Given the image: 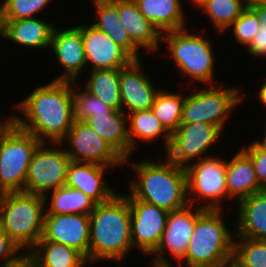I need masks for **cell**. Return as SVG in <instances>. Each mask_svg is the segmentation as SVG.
<instances>
[{
	"instance_id": "1",
	"label": "cell",
	"mask_w": 266,
	"mask_h": 267,
	"mask_svg": "<svg viewBox=\"0 0 266 267\" xmlns=\"http://www.w3.org/2000/svg\"><path fill=\"white\" fill-rule=\"evenodd\" d=\"M47 83L38 85L21 102L14 104V110L17 108L20 115L8 117L39 141L60 143L74 122L72 81Z\"/></svg>"
},
{
	"instance_id": "2",
	"label": "cell",
	"mask_w": 266,
	"mask_h": 267,
	"mask_svg": "<svg viewBox=\"0 0 266 267\" xmlns=\"http://www.w3.org/2000/svg\"><path fill=\"white\" fill-rule=\"evenodd\" d=\"M89 219V266L99 260L120 263L133 249L127 196L116 193L108 201L96 204Z\"/></svg>"
},
{
	"instance_id": "3",
	"label": "cell",
	"mask_w": 266,
	"mask_h": 267,
	"mask_svg": "<svg viewBox=\"0 0 266 267\" xmlns=\"http://www.w3.org/2000/svg\"><path fill=\"white\" fill-rule=\"evenodd\" d=\"M165 158L164 162L149 159L137 163L129 161L135 178L128 182L130 193L125 194L127 198L145 201L168 212L189 204L185 167Z\"/></svg>"
},
{
	"instance_id": "4",
	"label": "cell",
	"mask_w": 266,
	"mask_h": 267,
	"mask_svg": "<svg viewBox=\"0 0 266 267\" xmlns=\"http://www.w3.org/2000/svg\"><path fill=\"white\" fill-rule=\"evenodd\" d=\"M223 211L206 209L196 219L185 258L179 267H217L233 257L235 229H228Z\"/></svg>"
},
{
	"instance_id": "5",
	"label": "cell",
	"mask_w": 266,
	"mask_h": 267,
	"mask_svg": "<svg viewBox=\"0 0 266 267\" xmlns=\"http://www.w3.org/2000/svg\"><path fill=\"white\" fill-rule=\"evenodd\" d=\"M45 199L26 192H6L1 213L0 228L25 255L43 235Z\"/></svg>"
},
{
	"instance_id": "6",
	"label": "cell",
	"mask_w": 266,
	"mask_h": 267,
	"mask_svg": "<svg viewBox=\"0 0 266 267\" xmlns=\"http://www.w3.org/2000/svg\"><path fill=\"white\" fill-rule=\"evenodd\" d=\"M164 41L175 62L176 68L189 78L187 82L214 85L215 53L210 39L191 33L188 28L162 33Z\"/></svg>"
},
{
	"instance_id": "7",
	"label": "cell",
	"mask_w": 266,
	"mask_h": 267,
	"mask_svg": "<svg viewBox=\"0 0 266 267\" xmlns=\"http://www.w3.org/2000/svg\"><path fill=\"white\" fill-rule=\"evenodd\" d=\"M41 143L7 116L0 126V189L24 192L28 166Z\"/></svg>"
},
{
	"instance_id": "8",
	"label": "cell",
	"mask_w": 266,
	"mask_h": 267,
	"mask_svg": "<svg viewBox=\"0 0 266 267\" xmlns=\"http://www.w3.org/2000/svg\"><path fill=\"white\" fill-rule=\"evenodd\" d=\"M205 87L202 90L194 89L188 96L185 95L181 124L206 122L219 126L224 131L230 112L242 103L244 95L240 94V89L236 86Z\"/></svg>"
},
{
	"instance_id": "9",
	"label": "cell",
	"mask_w": 266,
	"mask_h": 267,
	"mask_svg": "<svg viewBox=\"0 0 266 267\" xmlns=\"http://www.w3.org/2000/svg\"><path fill=\"white\" fill-rule=\"evenodd\" d=\"M226 167L227 159L207 154L195 163H189L185 167L188 203L196 205L204 201L206 204L201 205L203 209L224 210L222 202L227 199Z\"/></svg>"
},
{
	"instance_id": "10",
	"label": "cell",
	"mask_w": 266,
	"mask_h": 267,
	"mask_svg": "<svg viewBox=\"0 0 266 267\" xmlns=\"http://www.w3.org/2000/svg\"><path fill=\"white\" fill-rule=\"evenodd\" d=\"M54 144V146L52 145ZM42 142L35 150L28 166L24 192L48 196L51 191L65 186L71 162L62 143Z\"/></svg>"
},
{
	"instance_id": "11",
	"label": "cell",
	"mask_w": 266,
	"mask_h": 267,
	"mask_svg": "<svg viewBox=\"0 0 266 267\" xmlns=\"http://www.w3.org/2000/svg\"><path fill=\"white\" fill-rule=\"evenodd\" d=\"M187 204L185 207L168 213L164 233L157 249L152 253V264L158 266H173L169 261L170 255L180 263L186 255L189 240L196 219L206 210L200 205Z\"/></svg>"
},
{
	"instance_id": "12",
	"label": "cell",
	"mask_w": 266,
	"mask_h": 267,
	"mask_svg": "<svg viewBox=\"0 0 266 267\" xmlns=\"http://www.w3.org/2000/svg\"><path fill=\"white\" fill-rule=\"evenodd\" d=\"M71 161L111 168L124 166L125 159L103 140L85 121L74 119L67 136L60 142Z\"/></svg>"
},
{
	"instance_id": "13",
	"label": "cell",
	"mask_w": 266,
	"mask_h": 267,
	"mask_svg": "<svg viewBox=\"0 0 266 267\" xmlns=\"http://www.w3.org/2000/svg\"><path fill=\"white\" fill-rule=\"evenodd\" d=\"M223 132L219 126L206 122L180 124L171 134L165 155L176 165L186 167L192 160L202 159Z\"/></svg>"
},
{
	"instance_id": "14",
	"label": "cell",
	"mask_w": 266,
	"mask_h": 267,
	"mask_svg": "<svg viewBox=\"0 0 266 267\" xmlns=\"http://www.w3.org/2000/svg\"><path fill=\"white\" fill-rule=\"evenodd\" d=\"M128 200L133 248L151 256L161 241L169 212L136 198Z\"/></svg>"
},
{
	"instance_id": "15",
	"label": "cell",
	"mask_w": 266,
	"mask_h": 267,
	"mask_svg": "<svg viewBox=\"0 0 266 267\" xmlns=\"http://www.w3.org/2000/svg\"><path fill=\"white\" fill-rule=\"evenodd\" d=\"M90 219L84 214H44L39 241H52L79 251L89 265Z\"/></svg>"
},
{
	"instance_id": "16",
	"label": "cell",
	"mask_w": 266,
	"mask_h": 267,
	"mask_svg": "<svg viewBox=\"0 0 266 267\" xmlns=\"http://www.w3.org/2000/svg\"><path fill=\"white\" fill-rule=\"evenodd\" d=\"M81 34L83 48L91 69H122L128 66L134 59L106 33L97 29L94 25L75 26Z\"/></svg>"
},
{
	"instance_id": "17",
	"label": "cell",
	"mask_w": 266,
	"mask_h": 267,
	"mask_svg": "<svg viewBox=\"0 0 266 267\" xmlns=\"http://www.w3.org/2000/svg\"><path fill=\"white\" fill-rule=\"evenodd\" d=\"M140 61L133 60L125 68L119 69L122 111L125 114L151 109L155 96L160 90L156 89Z\"/></svg>"
},
{
	"instance_id": "18",
	"label": "cell",
	"mask_w": 266,
	"mask_h": 267,
	"mask_svg": "<svg viewBox=\"0 0 266 267\" xmlns=\"http://www.w3.org/2000/svg\"><path fill=\"white\" fill-rule=\"evenodd\" d=\"M59 28L53 30L50 49L64 71L54 80L77 82L87 67L81 34L76 27Z\"/></svg>"
},
{
	"instance_id": "19",
	"label": "cell",
	"mask_w": 266,
	"mask_h": 267,
	"mask_svg": "<svg viewBox=\"0 0 266 267\" xmlns=\"http://www.w3.org/2000/svg\"><path fill=\"white\" fill-rule=\"evenodd\" d=\"M109 169L114 168L93 163L71 161L68 165L65 185L80 190L97 204L106 202L117 193L116 190L105 182L104 172Z\"/></svg>"
},
{
	"instance_id": "20",
	"label": "cell",
	"mask_w": 266,
	"mask_h": 267,
	"mask_svg": "<svg viewBox=\"0 0 266 267\" xmlns=\"http://www.w3.org/2000/svg\"><path fill=\"white\" fill-rule=\"evenodd\" d=\"M55 26L38 17L0 21V37L26 48L49 49Z\"/></svg>"
},
{
	"instance_id": "21",
	"label": "cell",
	"mask_w": 266,
	"mask_h": 267,
	"mask_svg": "<svg viewBox=\"0 0 266 267\" xmlns=\"http://www.w3.org/2000/svg\"><path fill=\"white\" fill-rule=\"evenodd\" d=\"M118 14L131 41L140 50L154 54L160 49L162 34L139 11L134 0H118Z\"/></svg>"
},
{
	"instance_id": "22",
	"label": "cell",
	"mask_w": 266,
	"mask_h": 267,
	"mask_svg": "<svg viewBox=\"0 0 266 267\" xmlns=\"http://www.w3.org/2000/svg\"><path fill=\"white\" fill-rule=\"evenodd\" d=\"M226 185L227 200L236 198L237 203L265 190L259 184L252 160L241 147L230 160H227Z\"/></svg>"
},
{
	"instance_id": "23",
	"label": "cell",
	"mask_w": 266,
	"mask_h": 267,
	"mask_svg": "<svg viewBox=\"0 0 266 267\" xmlns=\"http://www.w3.org/2000/svg\"><path fill=\"white\" fill-rule=\"evenodd\" d=\"M237 205L235 236L266 241V190L242 199Z\"/></svg>"
},
{
	"instance_id": "24",
	"label": "cell",
	"mask_w": 266,
	"mask_h": 267,
	"mask_svg": "<svg viewBox=\"0 0 266 267\" xmlns=\"http://www.w3.org/2000/svg\"><path fill=\"white\" fill-rule=\"evenodd\" d=\"M85 122L125 159L126 167L130 159L127 115L123 111L113 110L110 114L93 115Z\"/></svg>"
},
{
	"instance_id": "25",
	"label": "cell",
	"mask_w": 266,
	"mask_h": 267,
	"mask_svg": "<svg viewBox=\"0 0 266 267\" xmlns=\"http://www.w3.org/2000/svg\"><path fill=\"white\" fill-rule=\"evenodd\" d=\"M96 9L97 29L106 33L115 43L120 45L134 60H140V49L131 41L128 32L121 23L118 14V0H92Z\"/></svg>"
},
{
	"instance_id": "26",
	"label": "cell",
	"mask_w": 266,
	"mask_h": 267,
	"mask_svg": "<svg viewBox=\"0 0 266 267\" xmlns=\"http://www.w3.org/2000/svg\"><path fill=\"white\" fill-rule=\"evenodd\" d=\"M139 11L159 32L181 30L186 27L185 9L181 0H134Z\"/></svg>"
},
{
	"instance_id": "27",
	"label": "cell",
	"mask_w": 266,
	"mask_h": 267,
	"mask_svg": "<svg viewBox=\"0 0 266 267\" xmlns=\"http://www.w3.org/2000/svg\"><path fill=\"white\" fill-rule=\"evenodd\" d=\"M26 259L34 267H85L88 264L76 249L52 241H38Z\"/></svg>"
},
{
	"instance_id": "28",
	"label": "cell",
	"mask_w": 266,
	"mask_h": 267,
	"mask_svg": "<svg viewBox=\"0 0 266 267\" xmlns=\"http://www.w3.org/2000/svg\"><path fill=\"white\" fill-rule=\"evenodd\" d=\"M127 115V132L130 146V157L139 147V142H154L159 137L164 141L165 152L167 151L171 134L163 127L160 120L155 116L151 109L132 112Z\"/></svg>"
},
{
	"instance_id": "29",
	"label": "cell",
	"mask_w": 266,
	"mask_h": 267,
	"mask_svg": "<svg viewBox=\"0 0 266 267\" xmlns=\"http://www.w3.org/2000/svg\"><path fill=\"white\" fill-rule=\"evenodd\" d=\"M51 198L45 196L44 214H84L90 215L96 206V202L80 190L62 186L51 191ZM50 200V203H49Z\"/></svg>"
},
{
	"instance_id": "30",
	"label": "cell",
	"mask_w": 266,
	"mask_h": 267,
	"mask_svg": "<svg viewBox=\"0 0 266 267\" xmlns=\"http://www.w3.org/2000/svg\"><path fill=\"white\" fill-rule=\"evenodd\" d=\"M83 86L87 92L97 96L103 103L114 110L122 111L120 95L119 69L93 70Z\"/></svg>"
},
{
	"instance_id": "31",
	"label": "cell",
	"mask_w": 266,
	"mask_h": 267,
	"mask_svg": "<svg viewBox=\"0 0 266 267\" xmlns=\"http://www.w3.org/2000/svg\"><path fill=\"white\" fill-rule=\"evenodd\" d=\"M182 93H171V91L160 89L151 107L152 112L170 134L181 124L182 109L185 101V93Z\"/></svg>"
},
{
	"instance_id": "32",
	"label": "cell",
	"mask_w": 266,
	"mask_h": 267,
	"mask_svg": "<svg viewBox=\"0 0 266 267\" xmlns=\"http://www.w3.org/2000/svg\"><path fill=\"white\" fill-rule=\"evenodd\" d=\"M199 8L206 12V17L218 31L217 33L223 34L228 32V28L246 7L244 0H207Z\"/></svg>"
},
{
	"instance_id": "33",
	"label": "cell",
	"mask_w": 266,
	"mask_h": 267,
	"mask_svg": "<svg viewBox=\"0 0 266 267\" xmlns=\"http://www.w3.org/2000/svg\"><path fill=\"white\" fill-rule=\"evenodd\" d=\"M233 257L243 267H266V241L235 236Z\"/></svg>"
},
{
	"instance_id": "34",
	"label": "cell",
	"mask_w": 266,
	"mask_h": 267,
	"mask_svg": "<svg viewBox=\"0 0 266 267\" xmlns=\"http://www.w3.org/2000/svg\"><path fill=\"white\" fill-rule=\"evenodd\" d=\"M78 83L72 82L73 94V110L74 119L86 121L89 117L100 113L110 114L114 109L110 106L103 104L97 96L87 92L85 89L79 91L74 85Z\"/></svg>"
},
{
	"instance_id": "35",
	"label": "cell",
	"mask_w": 266,
	"mask_h": 267,
	"mask_svg": "<svg viewBox=\"0 0 266 267\" xmlns=\"http://www.w3.org/2000/svg\"><path fill=\"white\" fill-rule=\"evenodd\" d=\"M0 21L34 18L53 0H2ZM36 13V14H35Z\"/></svg>"
},
{
	"instance_id": "36",
	"label": "cell",
	"mask_w": 266,
	"mask_h": 267,
	"mask_svg": "<svg viewBox=\"0 0 266 267\" xmlns=\"http://www.w3.org/2000/svg\"><path fill=\"white\" fill-rule=\"evenodd\" d=\"M260 22L251 8H245L241 15L228 28L233 33L236 43L246 47L252 42L259 31Z\"/></svg>"
},
{
	"instance_id": "37",
	"label": "cell",
	"mask_w": 266,
	"mask_h": 267,
	"mask_svg": "<svg viewBox=\"0 0 266 267\" xmlns=\"http://www.w3.org/2000/svg\"><path fill=\"white\" fill-rule=\"evenodd\" d=\"M259 140L243 145L242 150L252 160L259 184L266 190V141Z\"/></svg>"
},
{
	"instance_id": "38",
	"label": "cell",
	"mask_w": 266,
	"mask_h": 267,
	"mask_svg": "<svg viewBox=\"0 0 266 267\" xmlns=\"http://www.w3.org/2000/svg\"><path fill=\"white\" fill-rule=\"evenodd\" d=\"M251 9L256 13L260 26L252 42L245 48L251 56L266 58V4L257 5Z\"/></svg>"
},
{
	"instance_id": "39",
	"label": "cell",
	"mask_w": 266,
	"mask_h": 267,
	"mask_svg": "<svg viewBox=\"0 0 266 267\" xmlns=\"http://www.w3.org/2000/svg\"><path fill=\"white\" fill-rule=\"evenodd\" d=\"M21 252L20 248L0 228V267H17L20 265L26 259V255Z\"/></svg>"
},
{
	"instance_id": "40",
	"label": "cell",
	"mask_w": 266,
	"mask_h": 267,
	"mask_svg": "<svg viewBox=\"0 0 266 267\" xmlns=\"http://www.w3.org/2000/svg\"><path fill=\"white\" fill-rule=\"evenodd\" d=\"M255 95H257L256 97L261 102L260 104H263L262 106L266 108V80L265 79L263 81V84L259 88V90L256 91Z\"/></svg>"
},
{
	"instance_id": "41",
	"label": "cell",
	"mask_w": 266,
	"mask_h": 267,
	"mask_svg": "<svg viewBox=\"0 0 266 267\" xmlns=\"http://www.w3.org/2000/svg\"><path fill=\"white\" fill-rule=\"evenodd\" d=\"M217 267H243L234 257L221 262Z\"/></svg>"
},
{
	"instance_id": "42",
	"label": "cell",
	"mask_w": 266,
	"mask_h": 267,
	"mask_svg": "<svg viewBox=\"0 0 266 267\" xmlns=\"http://www.w3.org/2000/svg\"><path fill=\"white\" fill-rule=\"evenodd\" d=\"M246 8H252L257 5L266 4V0H244Z\"/></svg>"
},
{
	"instance_id": "43",
	"label": "cell",
	"mask_w": 266,
	"mask_h": 267,
	"mask_svg": "<svg viewBox=\"0 0 266 267\" xmlns=\"http://www.w3.org/2000/svg\"><path fill=\"white\" fill-rule=\"evenodd\" d=\"M190 3L193 4L194 7L199 8L202 4H204L207 0H189Z\"/></svg>"
},
{
	"instance_id": "44",
	"label": "cell",
	"mask_w": 266,
	"mask_h": 267,
	"mask_svg": "<svg viewBox=\"0 0 266 267\" xmlns=\"http://www.w3.org/2000/svg\"><path fill=\"white\" fill-rule=\"evenodd\" d=\"M5 194H6V192L4 190L0 189V213H1L2 203L4 200Z\"/></svg>"
},
{
	"instance_id": "45",
	"label": "cell",
	"mask_w": 266,
	"mask_h": 267,
	"mask_svg": "<svg viewBox=\"0 0 266 267\" xmlns=\"http://www.w3.org/2000/svg\"><path fill=\"white\" fill-rule=\"evenodd\" d=\"M17 267H34L27 259H25L20 265Z\"/></svg>"
},
{
	"instance_id": "46",
	"label": "cell",
	"mask_w": 266,
	"mask_h": 267,
	"mask_svg": "<svg viewBox=\"0 0 266 267\" xmlns=\"http://www.w3.org/2000/svg\"><path fill=\"white\" fill-rule=\"evenodd\" d=\"M152 267H174V266H158V265H153L152 264Z\"/></svg>"
},
{
	"instance_id": "47",
	"label": "cell",
	"mask_w": 266,
	"mask_h": 267,
	"mask_svg": "<svg viewBox=\"0 0 266 267\" xmlns=\"http://www.w3.org/2000/svg\"><path fill=\"white\" fill-rule=\"evenodd\" d=\"M262 138H263V140H265V141H266V127H265L264 136H263Z\"/></svg>"
},
{
	"instance_id": "48",
	"label": "cell",
	"mask_w": 266,
	"mask_h": 267,
	"mask_svg": "<svg viewBox=\"0 0 266 267\" xmlns=\"http://www.w3.org/2000/svg\"><path fill=\"white\" fill-rule=\"evenodd\" d=\"M2 118H0V126L6 121V119L1 120Z\"/></svg>"
}]
</instances>
